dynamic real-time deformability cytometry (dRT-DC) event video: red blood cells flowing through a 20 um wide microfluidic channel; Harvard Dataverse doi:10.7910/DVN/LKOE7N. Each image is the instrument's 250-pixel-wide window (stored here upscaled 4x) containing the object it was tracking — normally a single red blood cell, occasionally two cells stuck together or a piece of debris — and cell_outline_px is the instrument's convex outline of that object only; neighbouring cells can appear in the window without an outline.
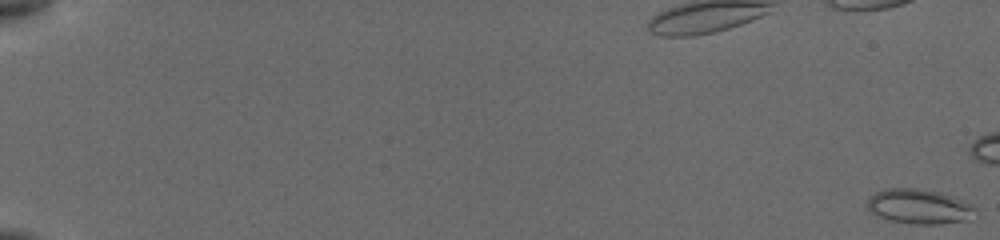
{"species": "common noctule bat (a hibernating species)", "species_latin": "Nyctalus noctula", "temperature_condition": "cold", "stored_images_in_passage": 19, "camera_frame_rate_fps": 3000, "um_per_image_px": 0.085, "animal": {"sex": "female", "body_mass_g": 19.5, "forearm_length_mm": 54.1}, "frame": {"image": 1, "passage_image": 1, "time_ms": 0.0, "image_size_px": [1000, 240], "cell_outline_px": [[976, 208], [968, 220], [940, 224], [912, 224], [888, 220], [872, 212], [868, 208], [868, 196], [884, 188], [916, 188], [936, 192], [948, 196], [968, 204]], "centroid_in_image_um": [78.05, 17.56], "position_along_channel_um": 7.0, "area_um2": 21.39}}